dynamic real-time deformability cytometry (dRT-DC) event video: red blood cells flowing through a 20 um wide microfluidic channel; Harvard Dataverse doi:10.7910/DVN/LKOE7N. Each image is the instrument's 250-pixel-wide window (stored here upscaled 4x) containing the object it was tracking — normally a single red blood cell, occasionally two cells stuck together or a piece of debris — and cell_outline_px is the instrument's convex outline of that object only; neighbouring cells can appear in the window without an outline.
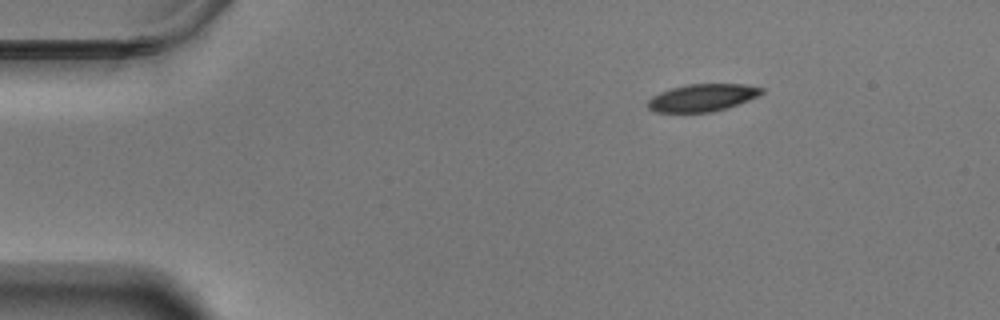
{"species": "Egyptian fruit bat (a non-hibernating species)", "species_latin": "Rousettus aegyptiacus", "temperature_condition": "warm", "stored_images_in_passage": 50, "camera_frame_rate_fps": 3000, "um_per_image_px": 0.085, "animal": {"sex": "male"}, "frame": {"image": 1, "passage_image": 1, "time_ms": 0.0, "image_size_px": [1000, 320], "cell_outline_px": [[764, 92], [760, 96], [728, 108], [712, 112], [656, 112], [648, 108], [648, 100], [652, 96], [660, 92], [672, 88], [688, 84], [744, 84], [764, 88]], "centroid_in_image_um": [59.74, 8.3], "position_along_channel_um": 25.3, "area_um2": 18.26}}
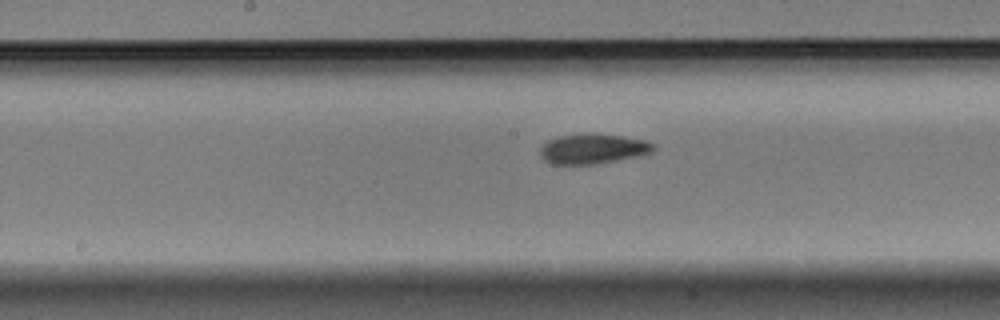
{"frame": {"image": 2, "passage_image": 22, "time_ms": 7.0, "image_size_px": [1000, 320], "cell_outline_px": [[656, 148], [652, 152], [616, 160], [592, 164], [552, 164], [544, 160], [540, 156], [540, 148], [548, 140], [560, 136], [584, 132], [596, 132], [624, 136], [644, 140], [656, 144]], "centroid_in_image_um": [50.39, 12.62], "position_along_channel_um": 197.8, "area_um2": 20.0}}
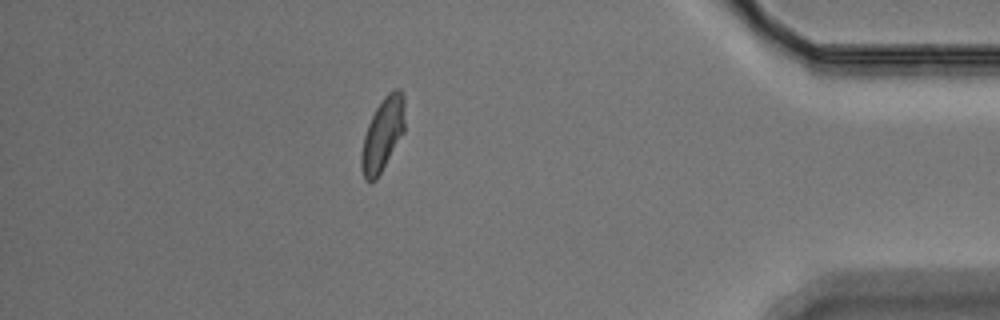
{"frame": {"image": 3, "passage_image": 43, "time_ms": 14.0, "image_size_px": [1000, 320], "cell_outline_px": [[404, 132], [376, 180], [364, 180], [360, 164], [360, 156], [364, 136], [368, 124], [376, 108], [384, 96], [392, 88], [400, 88], [404, 96]], "centroid_in_image_um": [32.52, 11.39], "position_along_channel_um": 402.7, "area_um2": 18.5}, "authors_computed_cell_mechanics": {"area_um2": 19.0162, "velocity_mm_per_s": 3.4877, "shape_relaxation_time_tau1_ms": 7.5903, "shape_relaxation_time_tau2_ms": 2.6593, "deformation_change_tau1": 0.1717, "deformation_change_tau2": 0.0786}}